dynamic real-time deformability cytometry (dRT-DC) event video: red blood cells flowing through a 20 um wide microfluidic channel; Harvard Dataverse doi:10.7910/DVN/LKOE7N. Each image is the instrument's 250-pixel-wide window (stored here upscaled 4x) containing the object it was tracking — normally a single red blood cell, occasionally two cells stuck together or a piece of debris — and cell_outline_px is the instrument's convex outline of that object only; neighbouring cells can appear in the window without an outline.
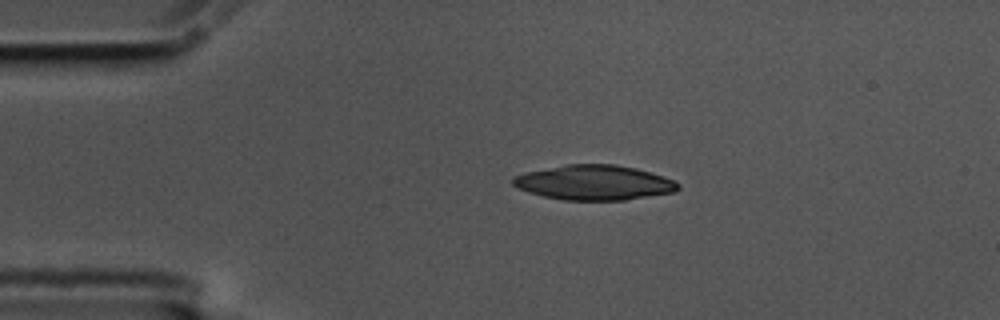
{"species": "common noctule bat (a hibernating species)", "species_latin": "Nyctalus noctula", "temperature_condition": "cold", "stored_images_in_passage": 46, "camera_frame_rate_fps": 3000, "um_per_image_px": 0.085, "animal": {"sex": "male", "body_mass_g": 17.5, "forearm_length_mm": 52.3}, "frame": {"image": 1, "passage_image": 1, "time_ms": 0.0, "image_size_px": [1000, 320], "cell_outline_px": [[680, 188], [676, 192], [624, 200], [564, 200], [544, 196], [528, 192], [516, 188], [512, 184], [512, 176], [524, 172], [568, 164], [616, 164], [636, 168], [664, 176], [680, 184]], "centroid_in_image_um": [50.49, 15.52], "position_along_channel_um": 34.5, "area_um2": 33.76}}